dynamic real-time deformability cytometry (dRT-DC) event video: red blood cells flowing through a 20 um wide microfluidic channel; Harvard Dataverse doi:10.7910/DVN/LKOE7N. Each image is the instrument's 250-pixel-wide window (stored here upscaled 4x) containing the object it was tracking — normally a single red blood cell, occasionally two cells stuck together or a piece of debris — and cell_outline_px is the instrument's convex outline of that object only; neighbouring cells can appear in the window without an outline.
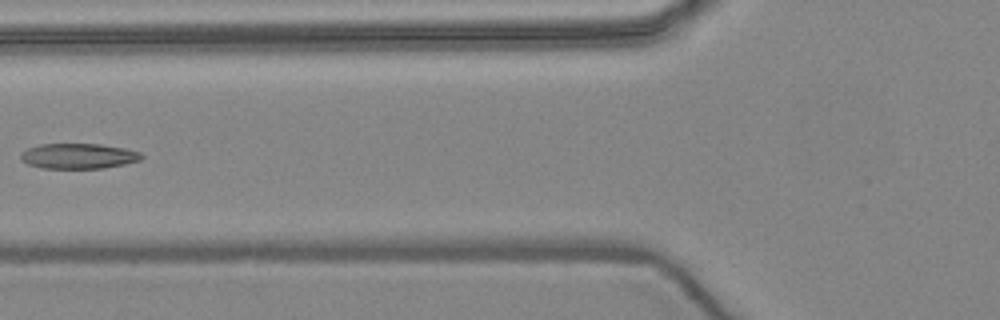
{"species": "common noctule bat (a hibernating species)", "species_latin": "Nyctalus noctula", "temperature_condition": "warm", "stored_images_in_passage": 6, "camera_frame_rate_fps": 3000, "um_per_image_px": 0.085, "animal": {"sex": "female", "body_mass_g": 24.6, "forearm_length_mm": 56.2}, "frame": {"image": 1, "passage_image": 5, "time_ms": 4.667, "image_size_px": [1000, 320], "cell_outline_px": [[144, 156], [140, 160], [124, 164], [104, 168], [40, 168], [28, 164], [20, 160], [20, 156], [28, 148], [40, 144], [100, 144], [124, 148], [140, 152]], "centroid_in_image_um": [6.67, 13.27], "position_along_channel_um": 119.1, "area_um2": 17.74}}
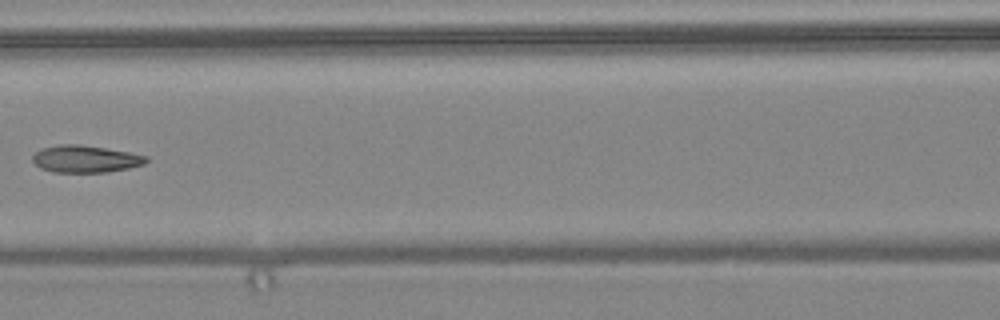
{"frame": {"image": 2, "passage_image": 6, "time_ms": 5.667, "image_size_px": [1000, 320], "cell_outline_px": [[148, 160], [144, 164], [128, 168], [108, 172], [52, 172], [40, 168], [32, 160], [32, 156], [40, 148], [60, 144], [80, 144], [128, 152], [148, 156]], "centroid_in_image_um": [7.24, 13.51], "position_along_channel_um": 159.4, "area_um2": 17.98}}